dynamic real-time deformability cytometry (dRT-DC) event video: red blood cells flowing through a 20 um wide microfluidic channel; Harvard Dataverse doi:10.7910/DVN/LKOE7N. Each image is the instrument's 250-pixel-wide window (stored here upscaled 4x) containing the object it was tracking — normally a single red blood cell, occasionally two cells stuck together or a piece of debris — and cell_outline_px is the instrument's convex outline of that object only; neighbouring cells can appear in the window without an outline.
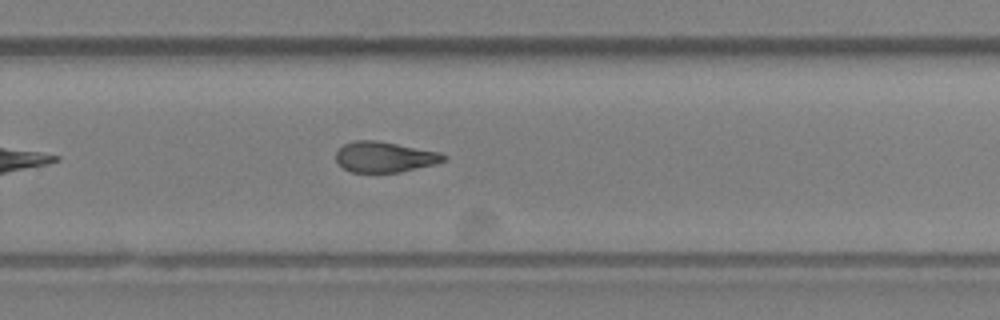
{"species": "Egyptian fruit bat (a non-hibernating species)", "species_latin": "Rousettus aegyptiacus", "temperature_condition": "room temperature", "stored_images_in_passage": 23, "camera_frame_rate_fps": 3000, "um_per_image_px": 0.085, "animal": {"sex": "female"}, "frame": {"image": 1, "passage_image": 20, "time_ms": 6.333, "image_size_px": [1000, 320], "cell_outline_px": [[448, 156], [444, 160], [432, 164], [400, 172], [352, 172], [344, 168], [336, 160], [336, 152], [344, 144], [356, 140], [372, 140], [396, 144], [440, 152]], "centroid_in_image_um": [32.67, 13.34], "position_along_channel_um": 297.1, "area_um2": 18.79}}